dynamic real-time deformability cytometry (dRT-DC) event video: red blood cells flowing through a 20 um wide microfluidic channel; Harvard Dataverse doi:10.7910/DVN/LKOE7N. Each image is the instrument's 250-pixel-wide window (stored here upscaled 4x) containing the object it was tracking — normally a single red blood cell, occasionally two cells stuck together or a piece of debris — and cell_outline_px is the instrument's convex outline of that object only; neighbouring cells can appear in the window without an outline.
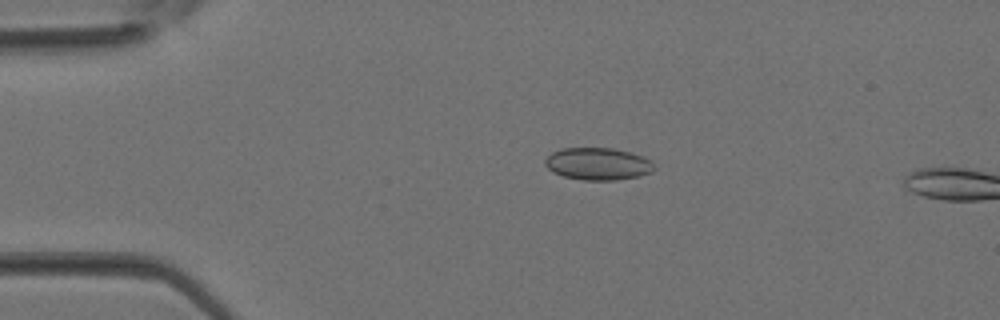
{"species": "Egyptian fruit bat (a non-hibernating species)", "species_latin": "Rousettus aegyptiacus", "temperature_condition": "room temperature", "stored_images_in_passage": 9, "camera_frame_rate_fps": 3000, "um_per_image_px": 0.085, "animal": {"sex": "female"}, "frame": {"image": 1, "passage_image": 1, "time_ms": 0.0, "image_size_px": [1000, 320], "cell_outline_px": [[656, 168], [652, 172], [640, 176], [616, 180], [584, 180], [564, 176], [552, 172], [544, 164], [544, 160], [552, 152], [564, 148], [612, 148], [644, 156], [652, 160]], "centroid_in_image_um": [50.85, 13.93], "position_along_channel_um": 34.1, "area_um2": 20.63}}
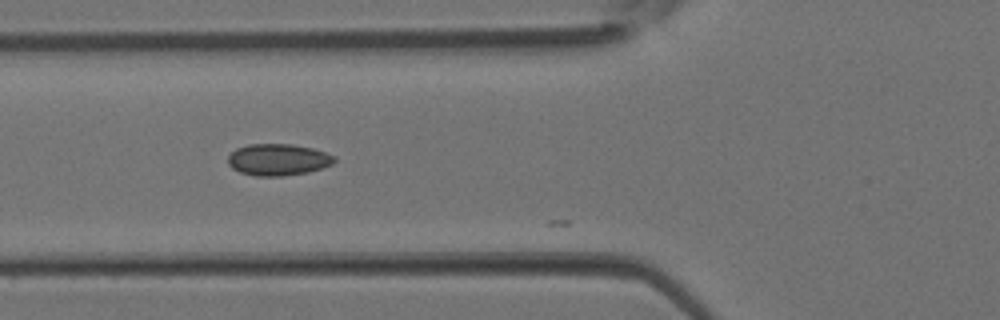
{"frame": {"image": 2, "passage_image": 7, "time_ms": 2.0, "image_size_px": [1000, 320], "cell_outline_px": [[336, 160], [332, 164], [308, 172], [280, 176], [256, 176], [240, 172], [232, 168], [228, 164], [228, 156], [236, 148], [248, 144], [292, 144], [312, 148], [336, 156]], "centroid_in_image_um": [23.62, 13.56], "position_along_channel_um": 102.2, "area_um2": 19.59}}